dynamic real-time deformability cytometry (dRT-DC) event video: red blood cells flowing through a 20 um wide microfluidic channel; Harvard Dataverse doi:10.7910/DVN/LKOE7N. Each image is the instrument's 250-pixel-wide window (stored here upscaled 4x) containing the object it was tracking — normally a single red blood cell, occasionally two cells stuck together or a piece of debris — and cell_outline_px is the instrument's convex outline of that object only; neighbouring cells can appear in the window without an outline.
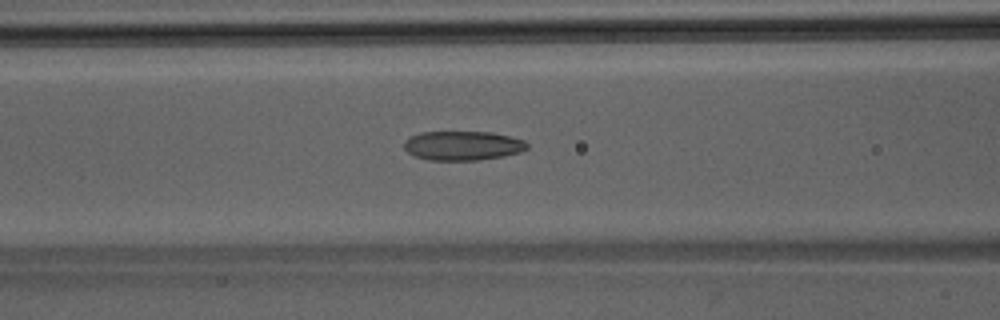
{"species": "Egyptian fruit bat (a non-hibernating species)", "species_latin": "Rousettus aegyptiacus", "temperature_condition": "room temperature", "stored_images_in_passage": 45, "camera_frame_rate_fps": 3000, "um_per_image_px": 0.085, "animal": {"sex": "male"}, "frame": {"image": 1, "passage_image": 18, "time_ms": 5.667, "image_size_px": [1000, 320], "cell_outline_px": [[528, 148], [520, 152], [504, 156], [476, 160], [428, 160], [416, 156], [408, 152], [404, 148], [404, 140], [420, 132], [492, 132], [524, 140], [528, 144]], "centroid_in_image_um": [39.33, 12.38], "position_along_channel_um": 127.3, "area_um2": 20.92}}
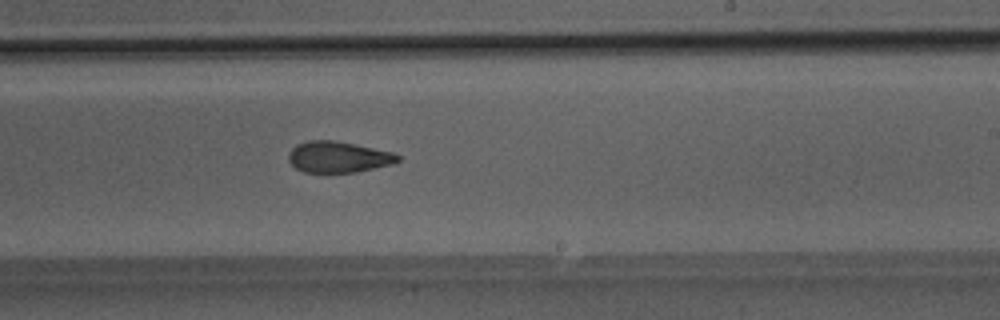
{"frame": {"image": 2, "passage_image": 27, "time_ms": 8.667, "image_size_px": [1000, 320], "cell_outline_px": [[400, 160], [392, 164], [356, 172], [304, 172], [296, 168], [288, 160], [288, 152], [296, 144], [308, 140], [332, 140], [392, 152], [400, 156]], "centroid_in_image_um": [28.72, 13.34], "position_along_channel_um": 260.3, "area_um2": 19.65}}
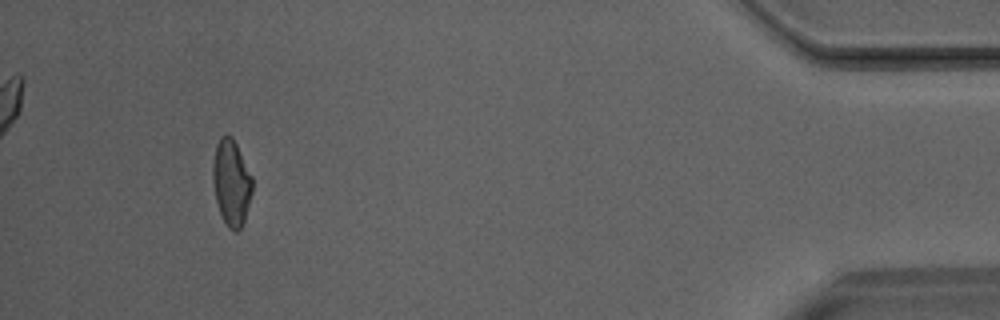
{"frame": {"image": 3, "passage_image": 42, "time_ms": 13.667, "image_size_px": [1000, 320], "cell_outline_px": [[252, 192], [244, 220], [240, 228], [236, 232], [228, 228], [220, 212], [216, 200], [212, 184], [212, 164], [216, 144], [220, 136], [232, 136], [252, 176]], "centroid_in_image_um": [19.65, 15.51], "position_along_channel_um": 415.6, "area_um2": 19.71}}